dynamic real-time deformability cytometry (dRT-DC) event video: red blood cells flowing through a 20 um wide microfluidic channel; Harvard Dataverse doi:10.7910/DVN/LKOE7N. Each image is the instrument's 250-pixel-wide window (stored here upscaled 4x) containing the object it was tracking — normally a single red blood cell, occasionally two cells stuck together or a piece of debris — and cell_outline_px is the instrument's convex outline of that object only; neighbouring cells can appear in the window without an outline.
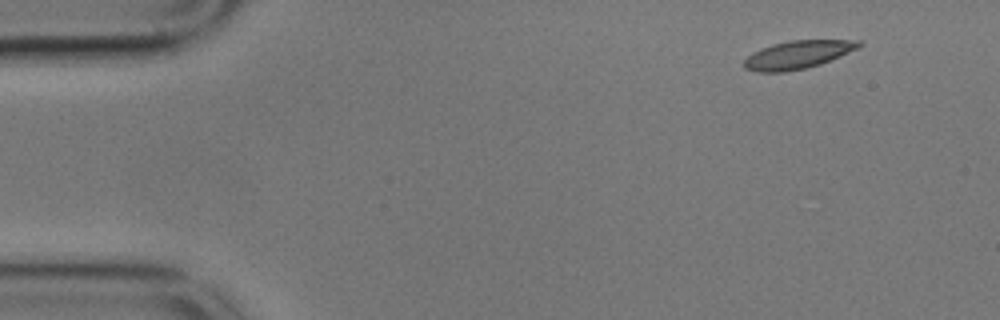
{"species": "common noctule bat (a hibernating species)", "species_latin": "Nyctalus noctula", "temperature_condition": "cold", "stored_images_in_passage": 52, "camera_frame_rate_fps": 3000, "um_per_image_px": 0.085, "animal": {"sex": "male", "body_mass_g": 17.9}, "frame": {"image": 1, "passage_image": 1, "time_ms": 0.0, "image_size_px": [1000, 320], "cell_outline_px": [[864, 44], [860, 48], [820, 64], [804, 68], [784, 72], [756, 72], [744, 68], [744, 60], [752, 52], [760, 48], [772, 44], [792, 40], [860, 40]], "centroid_in_image_um": [67.82, 4.64], "position_along_channel_um": 17.2, "area_um2": 18.84}}
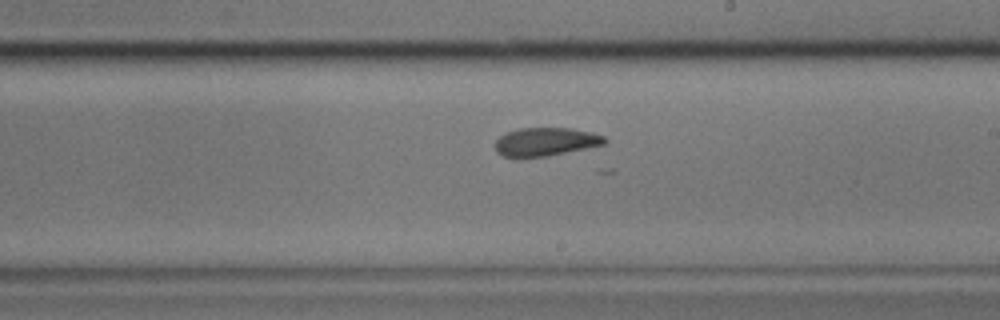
{"frame": {"image": 2, "passage_image": 28, "time_ms": 9.0, "image_size_px": [1000, 320], "cell_outline_px": [[608, 140], [604, 144], [548, 156], [520, 160], [504, 156], [496, 152], [496, 140], [500, 136], [508, 132], [520, 128], [572, 128], [592, 132], [604, 136]], "centroid_in_image_um": [46.35, 12.08], "position_along_channel_um": 242.7, "area_um2": 18.44}}
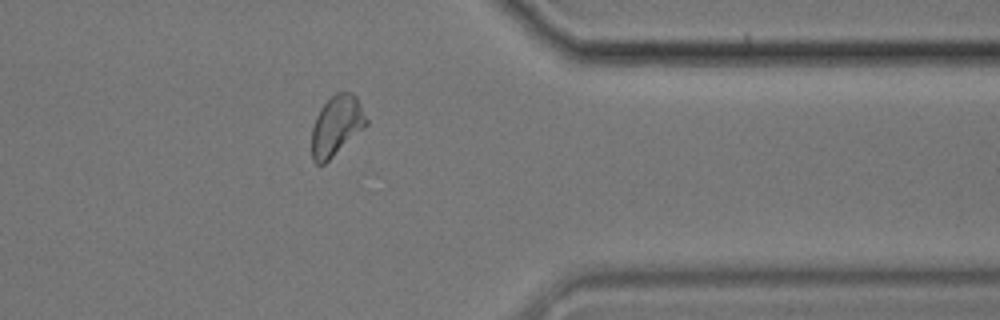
{"frame": {"image": 3, "passage_image": 41, "time_ms": 13.333, "image_size_px": [1000, 320], "cell_outline_px": [[368, 124], [364, 128], [324, 164], [316, 164], [312, 160], [312, 128], [316, 116], [320, 108], [336, 92], [352, 92], [356, 96], [368, 120]], "centroid_in_image_um": [28.6, 10.68], "position_along_channel_um": 382.8, "area_um2": 18.96}, "authors_computed_cell_mechanics": {"area_um2": 19.0451, "velocity_mm_per_s": 3.5272, "shape_relaxation_time_tau1_ms": null, "shape_relaxation_time_tau2_ms": 3.7174, "deformation_change_tau1": null, "deformation_change_tau2": 0.0834}}